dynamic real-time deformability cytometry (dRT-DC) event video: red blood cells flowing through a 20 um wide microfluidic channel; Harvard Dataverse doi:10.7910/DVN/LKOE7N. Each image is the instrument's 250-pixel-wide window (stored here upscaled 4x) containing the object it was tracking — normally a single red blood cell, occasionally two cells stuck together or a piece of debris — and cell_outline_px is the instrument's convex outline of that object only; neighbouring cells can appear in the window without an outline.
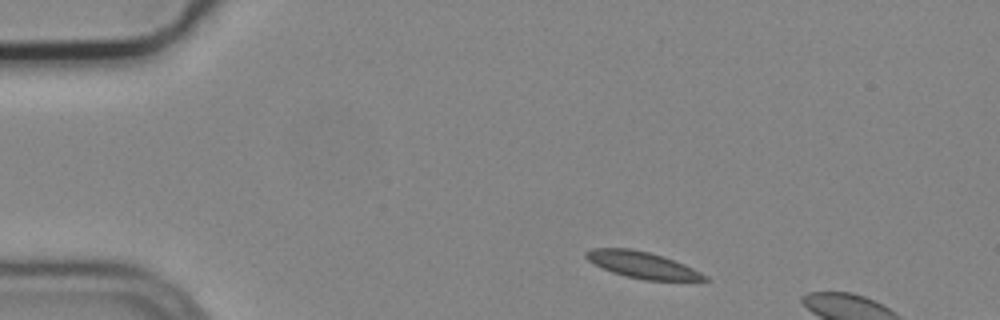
{"species": "common noctule bat (a hibernating species)", "species_latin": "Nyctalus noctula", "temperature_condition": "cold", "stored_images_in_passage": 3, "camera_frame_rate_fps": 3000, "um_per_image_px": 0.085, "animal": {"sex": "male", "body_mass_g": 19.2, "forearm_length_mm": 51.8}, "frame": {"image": 1, "passage_image": 1, "time_ms": 0.0, "image_size_px": [1000, 320], "cell_outline_px": [[712, 280], [644, 280], [612, 272], [588, 260], [584, 256], [584, 252], [592, 248], [632, 248], [664, 256], [684, 264], [708, 276]], "centroid_in_image_um": [54.6, 22.5], "position_along_channel_um": 30.4, "area_um2": 18.15}}